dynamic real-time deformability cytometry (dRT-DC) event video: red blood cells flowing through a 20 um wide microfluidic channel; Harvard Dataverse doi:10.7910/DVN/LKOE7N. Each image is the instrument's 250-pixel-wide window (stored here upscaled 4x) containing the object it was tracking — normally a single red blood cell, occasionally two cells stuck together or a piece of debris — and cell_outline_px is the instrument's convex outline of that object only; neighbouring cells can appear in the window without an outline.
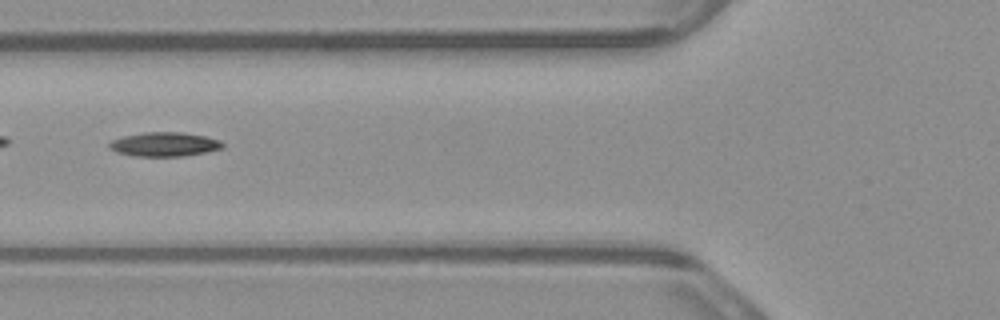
{"species": "common noctule bat (a hibernating species)", "species_latin": "Nyctalus noctula", "temperature_condition": "warm", "stored_images_in_passage": 8, "camera_frame_rate_fps": 3000, "um_per_image_px": 0.085, "animal": {"sex": "male", "body_mass_g": 23.1, "forearm_length_mm": 52.7}, "frame": {"image": 1, "passage_image": 5, "time_ms": 1.333, "image_size_px": [1000, 320], "cell_outline_px": [[224, 148], [208, 152], [184, 156], [132, 156], [116, 152], [108, 148], [108, 144], [112, 140], [124, 136], [144, 132], [180, 132], [204, 136], [220, 140], [224, 144]], "centroid_in_image_um": [13.98, 12.27], "position_along_channel_um": 111.8, "area_um2": 16.07}}
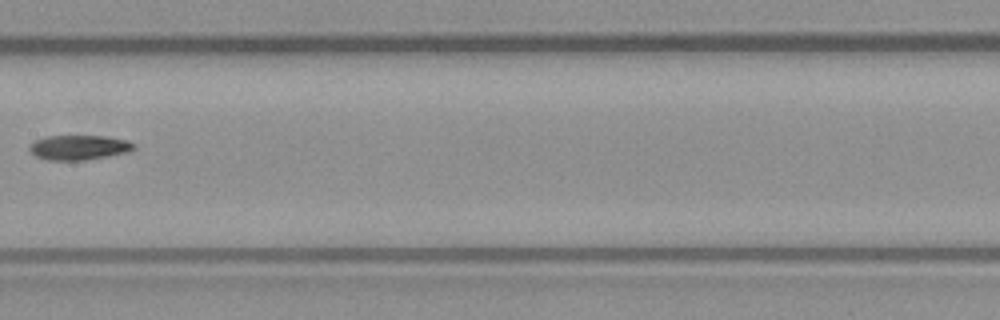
{"frame": {"image": 2, "passage_image": 7, "time_ms": 2.0, "image_size_px": [1000, 320], "cell_outline_px": [[136, 148], [128, 152], [88, 160], [48, 160], [36, 156], [28, 148], [36, 140], [44, 136], [104, 136], [128, 140], [136, 144]], "centroid_in_image_um": [6.75, 12.53], "position_along_channel_um": 200.6, "area_um2": 15.09}}
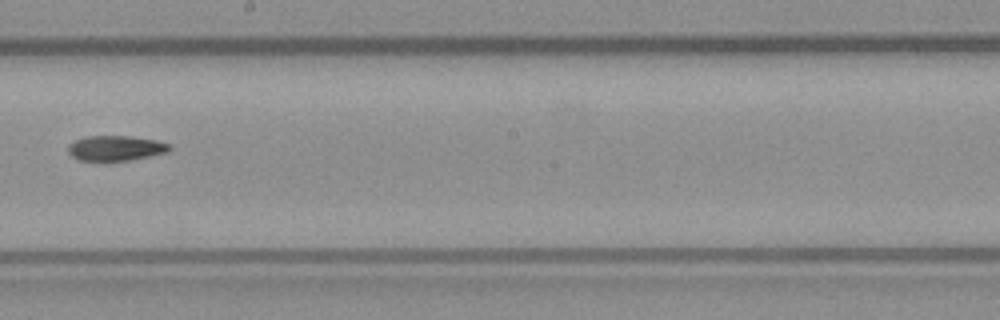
{"frame": {"image": 3, "passage_image": 8, "time_ms": 2.333, "image_size_px": [1000, 320], "cell_outline_px": [[172, 148], [168, 152], [128, 160], [104, 164], [76, 160], [68, 152], [68, 144], [76, 140], [88, 136], [128, 136], [156, 140], [168, 144]], "centroid_in_image_um": [9.76, 12.64], "position_along_channel_um": 238.4, "area_um2": 15.37}}